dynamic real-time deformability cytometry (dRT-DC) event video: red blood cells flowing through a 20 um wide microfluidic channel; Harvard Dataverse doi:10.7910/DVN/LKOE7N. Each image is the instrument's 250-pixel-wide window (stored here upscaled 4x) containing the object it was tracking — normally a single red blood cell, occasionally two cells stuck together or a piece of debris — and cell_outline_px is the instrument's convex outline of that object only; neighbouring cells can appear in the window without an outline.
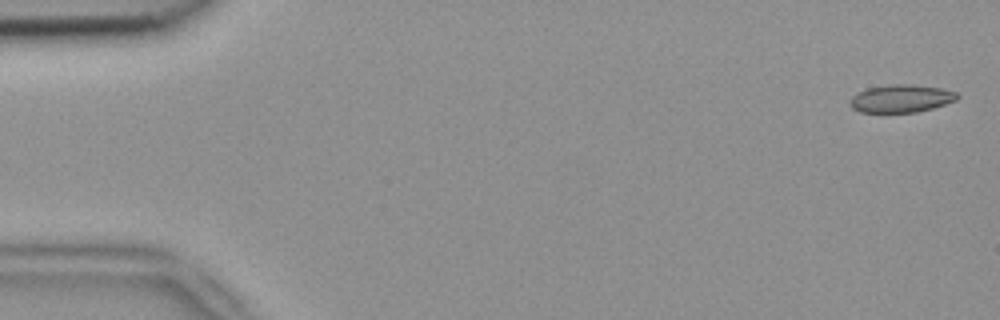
{"species": "common noctule bat (a hibernating species)", "species_latin": "Nyctalus noctula", "temperature_condition": "room temperature", "stored_images_in_passage": 4, "camera_frame_rate_fps": 3000, "um_per_image_px": 0.085, "animal": {"sex": "female", "body_mass_g": 18.4}, "frame": {"image": 1, "passage_image": 1, "time_ms": 0.0, "image_size_px": [1000, 320], "cell_outline_px": [[960, 96], [956, 100], [932, 108], [916, 112], [860, 112], [852, 108], [848, 104], [848, 100], [856, 92], [868, 88], [888, 84], [912, 84], [940, 88], [956, 92]], "centroid_in_image_um": [76.54, 8.37], "position_along_channel_um": 8.5, "area_um2": 17.46}}